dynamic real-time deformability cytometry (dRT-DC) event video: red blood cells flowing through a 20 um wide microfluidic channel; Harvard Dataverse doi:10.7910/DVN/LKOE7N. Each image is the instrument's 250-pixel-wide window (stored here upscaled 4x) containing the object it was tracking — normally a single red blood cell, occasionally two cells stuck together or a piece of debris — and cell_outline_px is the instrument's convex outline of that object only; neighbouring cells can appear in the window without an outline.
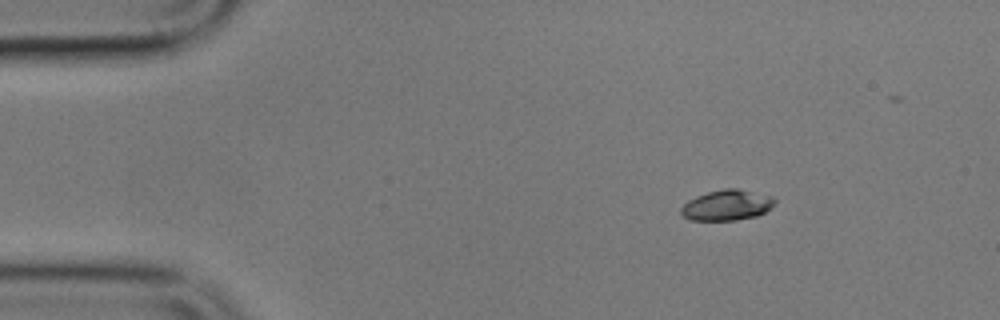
{"species": "common noctule bat (a hibernating species)", "species_latin": "Nyctalus noctula", "temperature_condition": "cold", "stored_images_in_passage": 4, "camera_frame_rate_fps": 3000, "um_per_image_px": 0.085, "animal": {"sex": "male", "body_mass_g": 17.9}, "frame": {"image": 1, "passage_image": 1, "time_ms": 0.0, "image_size_px": [1000, 320], "cell_outline_px": [[776, 204], [764, 212], [756, 216], [736, 220], [688, 220], [680, 212], [680, 208], [688, 200], [696, 196], [708, 192], [724, 188], [736, 188], [772, 196], [776, 200]], "centroid_in_image_um": [61.78, 17.44], "position_along_channel_um": 23.2, "area_um2": 16.7}}